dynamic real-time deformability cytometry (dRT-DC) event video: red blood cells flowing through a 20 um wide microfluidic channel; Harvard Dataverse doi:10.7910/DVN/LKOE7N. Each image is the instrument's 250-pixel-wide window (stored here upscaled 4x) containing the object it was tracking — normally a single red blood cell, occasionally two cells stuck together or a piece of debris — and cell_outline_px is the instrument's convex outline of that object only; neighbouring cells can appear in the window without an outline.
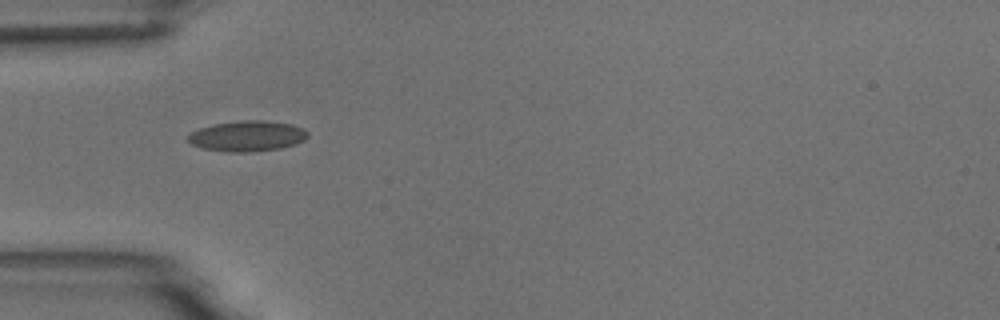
{"species": "common noctule bat (a hibernating species)", "species_latin": "Nyctalus noctula", "temperature_condition": "room temperature", "stored_images_in_passage": 3, "camera_frame_rate_fps": 3000, "um_per_image_px": 0.085, "animal": {"sex": "male", "body_mass_g": 18.8}, "frame": {"image": 1, "passage_image": 1, "time_ms": 0.0, "image_size_px": [1000, 320], "cell_outline_px": [[308, 136], [304, 140], [296, 144], [280, 148], [252, 152], [228, 152], [200, 148], [192, 144], [188, 140], [188, 136], [192, 132], [200, 128], [212, 124], [244, 120], [264, 120], [292, 124], [304, 128], [308, 132]], "centroid_in_image_um": [21.04, 11.56], "position_along_channel_um": 64.0, "area_um2": 21.44}}